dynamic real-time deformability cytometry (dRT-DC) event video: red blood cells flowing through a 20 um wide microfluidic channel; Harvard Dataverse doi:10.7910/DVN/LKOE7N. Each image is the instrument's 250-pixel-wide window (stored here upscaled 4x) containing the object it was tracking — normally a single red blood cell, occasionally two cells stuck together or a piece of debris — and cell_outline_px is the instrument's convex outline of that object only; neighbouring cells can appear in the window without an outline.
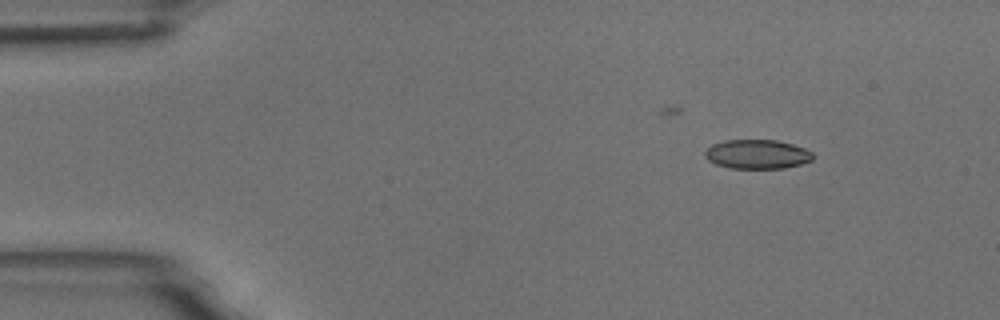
{"species": "common noctule bat (a hibernating species)", "species_latin": "Nyctalus noctula", "temperature_condition": "room temperature", "stored_images_in_passage": 9, "camera_frame_rate_fps": 3000, "um_per_image_px": 0.085, "animal": {"sex": "male", "body_mass_g": 18.8}, "frame": {"image": 1, "passage_image": 2, "time_ms": 2.0, "image_size_px": [1000, 320], "cell_outline_px": [[812, 160], [800, 164], [784, 168], [728, 168], [716, 164], [708, 160], [704, 156], [704, 152], [712, 144], [724, 140], [776, 140], [792, 144], [804, 148], [812, 152]], "centroid_in_image_um": [64.33, 13.11], "position_along_channel_um": 20.7, "area_um2": 18.32}}
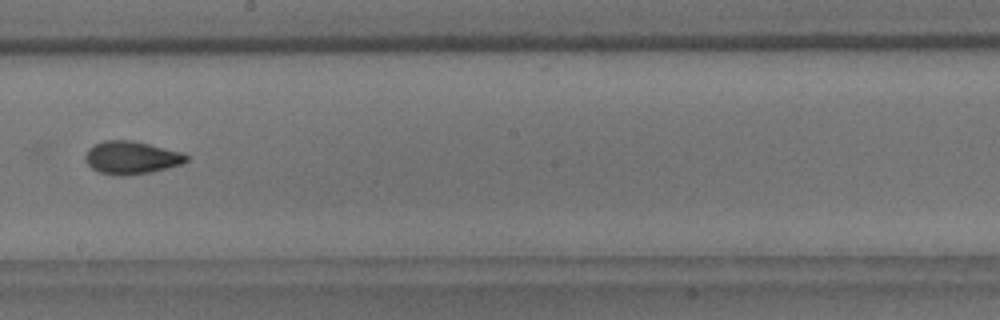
{"frame": {"image": 2, "passage_image": 9, "time_ms": 10.0, "image_size_px": [1000, 320], "cell_outline_px": [[188, 160], [184, 164], [152, 172], [128, 176], [120, 176], [100, 172], [92, 168], [84, 160], [84, 156], [88, 148], [104, 140], [132, 140], [184, 152], [188, 156]], "centroid_in_image_um": [11.2, 13.4], "position_along_channel_um": 237.0, "area_um2": 19.65}}